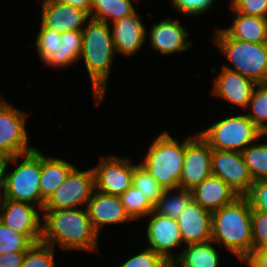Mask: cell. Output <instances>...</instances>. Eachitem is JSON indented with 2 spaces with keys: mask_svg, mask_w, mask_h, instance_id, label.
I'll return each instance as SVG.
<instances>
[{
  "mask_svg": "<svg viewBox=\"0 0 267 267\" xmlns=\"http://www.w3.org/2000/svg\"><path fill=\"white\" fill-rule=\"evenodd\" d=\"M257 267H267V249L256 248L247 256Z\"/></svg>",
  "mask_w": 267,
  "mask_h": 267,
  "instance_id": "60d3db41",
  "label": "cell"
},
{
  "mask_svg": "<svg viewBox=\"0 0 267 267\" xmlns=\"http://www.w3.org/2000/svg\"><path fill=\"white\" fill-rule=\"evenodd\" d=\"M213 42L234 66L223 64L222 67L238 72L257 84L267 83V43L234 39L221 28L217 29Z\"/></svg>",
  "mask_w": 267,
  "mask_h": 267,
  "instance_id": "5b68a950",
  "label": "cell"
},
{
  "mask_svg": "<svg viewBox=\"0 0 267 267\" xmlns=\"http://www.w3.org/2000/svg\"><path fill=\"white\" fill-rule=\"evenodd\" d=\"M125 211L134 221L147 217L153 210L154 205L148 198L137 189L131 186L121 196H119Z\"/></svg>",
  "mask_w": 267,
  "mask_h": 267,
  "instance_id": "f1b7e54d",
  "label": "cell"
},
{
  "mask_svg": "<svg viewBox=\"0 0 267 267\" xmlns=\"http://www.w3.org/2000/svg\"><path fill=\"white\" fill-rule=\"evenodd\" d=\"M132 186L140 189V192L143 193L153 205L157 203L165 190L141 164H134Z\"/></svg>",
  "mask_w": 267,
  "mask_h": 267,
  "instance_id": "4dcf8cb0",
  "label": "cell"
},
{
  "mask_svg": "<svg viewBox=\"0 0 267 267\" xmlns=\"http://www.w3.org/2000/svg\"><path fill=\"white\" fill-rule=\"evenodd\" d=\"M212 175L228 184L239 196H247L252 189L253 179L241 152L212 149Z\"/></svg>",
  "mask_w": 267,
  "mask_h": 267,
  "instance_id": "7c38bea8",
  "label": "cell"
},
{
  "mask_svg": "<svg viewBox=\"0 0 267 267\" xmlns=\"http://www.w3.org/2000/svg\"><path fill=\"white\" fill-rule=\"evenodd\" d=\"M247 197L253 209L267 214V179L254 181Z\"/></svg>",
  "mask_w": 267,
  "mask_h": 267,
  "instance_id": "f35d334b",
  "label": "cell"
},
{
  "mask_svg": "<svg viewBox=\"0 0 267 267\" xmlns=\"http://www.w3.org/2000/svg\"><path fill=\"white\" fill-rule=\"evenodd\" d=\"M3 198H4V159H0V202L3 200Z\"/></svg>",
  "mask_w": 267,
  "mask_h": 267,
  "instance_id": "7bdbcfd3",
  "label": "cell"
},
{
  "mask_svg": "<svg viewBox=\"0 0 267 267\" xmlns=\"http://www.w3.org/2000/svg\"><path fill=\"white\" fill-rule=\"evenodd\" d=\"M147 217L150 218L146 230L148 248L172 263L176 257L172 254L171 249H175L183 243L177 219L162 216L154 210Z\"/></svg>",
  "mask_w": 267,
  "mask_h": 267,
  "instance_id": "5bb4252c",
  "label": "cell"
},
{
  "mask_svg": "<svg viewBox=\"0 0 267 267\" xmlns=\"http://www.w3.org/2000/svg\"><path fill=\"white\" fill-rule=\"evenodd\" d=\"M26 251L8 252L0 255V267H22Z\"/></svg>",
  "mask_w": 267,
  "mask_h": 267,
  "instance_id": "ab89813d",
  "label": "cell"
},
{
  "mask_svg": "<svg viewBox=\"0 0 267 267\" xmlns=\"http://www.w3.org/2000/svg\"><path fill=\"white\" fill-rule=\"evenodd\" d=\"M249 107L251 110L246 115L263 134H267V83L256 85L248 104Z\"/></svg>",
  "mask_w": 267,
  "mask_h": 267,
  "instance_id": "f546056e",
  "label": "cell"
},
{
  "mask_svg": "<svg viewBox=\"0 0 267 267\" xmlns=\"http://www.w3.org/2000/svg\"><path fill=\"white\" fill-rule=\"evenodd\" d=\"M61 34L55 30L40 29L36 35V52L47 66L60 69Z\"/></svg>",
  "mask_w": 267,
  "mask_h": 267,
  "instance_id": "484cf974",
  "label": "cell"
},
{
  "mask_svg": "<svg viewBox=\"0 0 267 267\" xmlns=\"http://www.w3.org/2000/svg\"><path fill=\"white\" fill-rule=\"evenodd\" d=\"M239 260L246 263L249 267H257L248 257L240 258Z\"/></svg>",
  "mask_w": 267,
  "mask_h": 267,
  "instance_id": "ee69618b",
  "label": "cell"
},
{
  "mask_svg": "<svg viewBox=\"0 0 267 267\" xmlns=\"http://www.w3.org/2000/svg\"><path fill=\"white\" fill-rule=\"evenodd\" d=\"M1 202L0 221L14 231L24 234L33 244L40 243L42 220L36 210L37 206L4 198Z\"/></svg>",
  "mask_w": 267,
  "mask_h": 267,
  "instance_id": "4fadbf2b",
  "label": "cell"
},
{
  "mask_svg": "<svg viewBox=\"0 0 267 267\" xmlns=\"http://www.w3.org/2000/svg\"><path fill=\"white\" fill-rule=\"evenodd\" d=\"M93 167L95 190L109 195L121 196L132 186L134 164L130 159L110 155L100 157Z\"/></svg>",
  "mask_w": 267,
  "mask_h": 267,
  "instance_id": "30bf717a",
  "label": "cell"
},
{
  "mask_svg": "<svg viewBox=\"0 0 267 267\" xmlns=\"http://www.w3.org/2000/svg\"><path fill=\"white\" fill-rule=\"evenodd\" d=\"M253 249H267V214L251 207Z\"/></svg>",
  "mask_w": 267,
  "mask_h": 267,
  "instance_id": "d590c367",
  "label": "cell"
},
{
  "mask_svg": "<svg viewBox=\"0 0 267 267\" xmlns=\"http://www.w3.org/2000/svg\"><path fill=\"white\" fill-rule=\"evenodd\" d=\"M261 139H267V134H263ZM241 154L253 181L267 179V141L253 143Z\"/></svg>",
  "mask_w": 267,
  "mask_h": 267,
  "instance_id": "83f0119b",
  "label": "cell"
},
{
  "mask_svg": "<svg viewBox=\"0 0 267 267\" xmlns=\"http://www.w3.org/2000/svg\"><path fill=\"white\" fill-rule=\"evenodd\" d=\"M173 18H165L163 21L152 25L149 31L150 46L161 54L169 55L181 53L191 45L189 32Z\"/></svg>",
  "mask_w": 267,
  "mask_h": 267,
  "instance_id": "2e32d148",
  "label": "cell"
},
{
  "mask_svg": "<svg viewBox=\"0 0 267 267\" xmlns=\"http://www.w3.org/2000/svg\"><path fill=\"white\" fill-rule=\"evenodd\" d=\"M211 241L185 245L171 267H218L220 255Z\"/></svg>",
  "mask_w": 267,
  "mask_h": 267,
  "instance_id": "cb8c5ba5",
  "label": "cell"
},
{
  "mask_svg": "<svg viewBox=\"0 0 267 267\" xmlns=\"http://www.w3.org/2000/svg\"><path fill=\"white\" fill-rule=\"evenodd\" d=\"M86 209L91 223L98 233L104 225L133 221L125 211L119 196L104 194L97 190H94Z\"/></svg>",
  "mask_w": 267,
  "mask_h": 267,
  "instance_id": "ffe728a7",
  "label": "cell"
},
{
  "mask_svg": "<svg viewBox=\"0 0 267 267\" xmlns=\"http://www.w3.org/2000/svg\"><path fill=\"white\" fill-rule=\"evenodd\" d=\"M193 201L204 209L216 211L232 203L239 195L222 179L211 175L191 190Z\"/></svg>",
  "mask_w": 267,
  "mask_h": 267,
  "instance_id": "44dd1931",
  "label": "cell"
},
{
  "mask_svg": "<svg viewBox=\"0 0 267 267\" xmlns=\"http://www.w3.org/2000/svg\"><path fill=\"white\" fill-rule=\"evenodd\" d=\"M54 250L42 242L33 244L26 251L22 267H55Z\"/></svg>",
  "mask_w": 267,
  "mask_h": 267,
  "instance_id": "836d02e7",
  "label": "cell"
},
{
  "mask_svg": "<svg viewBox=\"0 0 267 267\" xmlns=\"http://www.w3.org/2000/svg\"><path fill=\"white\" fill-rule=\"evenodd\" d=\"M197 133L211 149L237 152H242L263 135L246 113L224 118Z\"/></svg>",
  "mask_w": 267,
  "mask_h": 267,
  "instance_id": "52a82bcc",
  "label": "cell"
},
{
  "mask_svg": "<svg viewBox=\"0 0 267 267\" xmlns=\"http://www.w3.org/2000/svg\"><path fill=\"white\" fill-rule=\"evenodd\" d=\"M43 244L61 249L98 251L99 233L94 229L86 208L42 209Z\"/></svg>",
  "mask_w": 267,
  "mask_h": 267,
  "instance_id": "6da1fadb",
  "label": "cell"
},
{
  "mask_svg": "<svg viewBox=\"0 0 267 267\" xmlns=\"http://www.w3.org/2000/svg\"><path fill=\"white\" fill-rule=\"evenodd\" d=\"M251 207L247 196H239L212 212V242L223 245L237 259L247 257L253 249Z\"/></svg>",
  "mask_w": 267,
  "mask_h": 267,
  "instance_id": "7a4b0ae2",
  "label": "cell"
},
{
  "mask_svg": "<svg viewBox=\"0 0 267 267\" xmlns=\"http://www.w3.org/2000/svg\"><path fill=\"white\" fill-rule=\"evenodd\" d=\"M212 149L198 133L185 138V154L179 188L191 190L212 175Z\"/></svg>",
  "mask_w": 267,
  "mask_h": 267,
  "instance_id": "8fae6325",
  "label": "cell"
},
{
  "mask_svg": "<svg viewBox=\"0 0 267 267\" xmlns=\"http://www.w3.org/2000/svg\"><path fill=\"white\" fill-rule=\"evenodd\" d=\"M110 30L116 53L124 56L137 53L148 37L147 29L136 11L113 22Z\"/></svg>",
  "mask_w": 267,
  "mask_h": 267,
  "instance_id": "d6986e66",
  "label": "cell"
},
{
  "mask_svg": "<svg viewBox=\"0 0 267 267\" xmlns=\"http://www.w3.org/2000/svg\"><path fill=\"white\" fill-rule=\"evenodd\" d=\"M90 19L89 13L83 9L56 0H43L40 29L55 30L60 34L82 31Z\"/></svg>",
  "mask_w": 267,
  "mask_h": 267,
  "instance_id": "9a60e30c",
  "label": "cell"
},
{
  "mask_svg": "<svg viewBox=\"0 0 267 267\" xmlns=\"http://www.w3.org/2000/svg\"><path fill=\"white\" fill-rule=\"evenodd\" d=\"M32 245L33 243L24 234L14 231L0 221V255L27 251Z\"/></svg>",
  "mask_w": 267,
  "mask_h": 267,
  "instance_id": "d6a6232c",
  "label": "cell"
},
{
  "mask_svg": "<svg viewBox=\"0 0 267 267\" xmlns=\"http://www.w3.org/2000/svg\"><path fill=\"white\" fill-rule=\"evenodd\" d=\"M184 154L185 140L180 143L165 131L157 135L139 163L165 190H174L179 188Z\"/></svg>",
  "mask_w": 267,
  "mask_h": 267,
  "instance_id": "8992f818",
  "label": "cell"
},
{
  "mask_svg": "<svg viewBox=\"0 0 267 267\" xmlns=\"http://www.w3.org/2000/svg\"><path fill=\"white\" fill-rule=\"evenodd\" d=\"M94 190L93 168L81 171L75 167L45 202L43 209H76L82 205L87 207Z\"/></svg>",
  "mask_w": 267,
  "mask_h": 267,
  "instance_id": "9c48e42d",
  "label": "cell"
},
{
  "mask_svg": "<svg viewBox=\"0 0 267 267\" xmlns=\"http://www.w3.org/2000/svg\"><path fill=\"white\" fill-rule=\"evenodd\" d=\"M172 191H175L174 195H171ZM192 200L190 190L182 188L164 190L154 205V211L162 216L177 219Z\"/></svg>",
  "mask_w": 267,
  "mask_h": 267,
  "instance_id": "4316f807",
  "label": "cell"
},
{
  "mask_svg": "<svg viewBox=\"0 0 267 267\" xmlns=\"http://www.w3.org/2000/svg\"><path fill=\"white\" fill-rule=\"evenodd\" d=\"M222 71L213 80V95L237 105L240 108L247 109L253 90L257 83L238 72L231 71L222 67Z\"/></svg>",
  "mask_w": 267,
  "mask_h": 267,
  "instance_id": "e0dca14e",
  "label": "cell"
},
{
  "mask_svg": "<svg viewBox=\"0 0 267 267\" xmlns=\"http://www.w3.org/2000/svg\"><path fill=\"white\" fill-rule=\"evenodd\" d=\"M9 163L17 165L11 172H7ZM40 176L41 151L37 148L4 159V199L35 205L42 211L45 201L41 197Z\"/></svg>",
  "mask_w": 267,
  "mask_h": 267,
  "instance_id": "277c9868",
  "label": "cell"
},
{
  "mask_svg": "<svg viewBox=\"0 0 267 267\" xmlns=\"http://www.w3.org/2000/svg\"><path fill=\"white\" fill-rule=\"evenodd\" d=\"M110 24L90 19L82 30L80 59L84 60L95 103L105 97L112 61L116 55Z\"/></svg>",
  "mask_w": 267,
  "mask_h": 267,
  "instance_id": "3957f363",
  "label": "cell"
},
{
  "mask_svg": "<svg viewBox=\"0 0 267 267\" xmlns=\"http://www.w3.org/2000/svg\"><path fill=\"white\" fill-rule=\"evenodd\" d=\"M83 9L89 13L91 0H56Z\"/></svg>",
  "mask_w": 267,
  "mask_h": 267,
  "instance_id": "b9f144b4",
  "label": "cell"
},
{
  "mask_svg": "<svg viewBox=\"0 0 267 267\" xmlns=\"http://www.w3.org/2000/svg\"><path fill=\"white\" fill-rule=\"evenodd\" d=\"M3 100H4V98H1V97H0V104H1V102H2Z\"/></svg>",
  "mask_w": 267,
  "mask_h": 267,
  "instance_id": "f6af8a7d",
  "label": "cell"
},
{
  "mask_svg": "<svg viewBox=\"0 0 267 267\" xmlns=\"http://www.w3.org/2000/svg\"><path fill=\"white\" fill-rule=\"evenodd\" d=\"M135 11L132 0H91L89 15L91 19L109 24V19L115 22Z\"/></svg>",
  "mask_w": 267,
  "mask_h": 267,
  "instance_id": "d4e9b609",
  "label": "cell"
},
{
  "mask_svg": "<svg viewBox=\"0 0 267 267\" xmlns=\"http://www.w3.org/2000/svg\"><path fill=\"white\" fill-rule=\"evenodd\" d=\"M216 0H171L173 7L186 16H197L208 11Z\"/></svg>",
  "mask_w": 267,
  "mask_h": 267,
  "instance_id": "74e56055",
  "label": "cell"
},
{
  "mask_svg": "<svg viewBox=\"0 0 267 267\" xmlns=\"http://www.w3.org/2000/svg\"><path fill=\"white\" fill-rule=\"evenodd\" d=\"M68 161L46 156L41 151V197L46 202L54 191L66 180L69 173L75 168Z\"/></svg>",
  "mask_w": 267,
  "mask_h": 267,
  "instance_id": "603a6c76",
  "label": "cell"
},
{
  "mask_svg": "<svg viewBox=\"0 0 267 267\" xmlns=\"http://www.w3.org/2000/svg\"><path fill=\"white\" fill-rule=\"evenodd\" d=\"M234 21L230 27L223 30L234 39L252 42L267 43V18L246 15L235 12L231 8Z\"/></svg>",
  "mask_w": 267,
  "mask_h": 267,
  "instance_id": "7402d4cb",
  "label": "cell"
},
{
  "mask_svg": "<svg viewBox=\"0 0 267 267\" xmlns=\"http://www.w3.org/2000/svg\"><path fill=\"white\" fill-rule=\"evenodd\" d=\"M185 245L205 243L212 239V213L191 201L177 218Z\"/></svg>",
  "mask_w": 267,
  "mask_h": 267,
  "instance_id": "ac0fdd59",
  "label": "cell"
},
{
  "mask_svg": "<svg viewBox=\"0 0 267 267\" xmlns=\"http://www.w3.org/2000/svg\"><path fill=\"white\" fill-rule=\"evenodd\" d=\"M60 68L70 67L80 61L83 36L82 31H69L61 34Z\"/></svg>",
  "mask_w": 267,
  "mask_h": 267,
  "instance_id": "1f68e13d",
  "label": "cell"
},
{
  "mask_svg": "<svg viewBox=\"0 0 267 267\" xmlns=\"http://www.w3.org/2000/svg\"><path fill=\"white\" fill-rule=\"evenodd\" d=\"M120 267H171V263L154 250L147 248L126 260Z\"/></svg>",
  "mask_w": 267,
  "mask_h": 267,
  "instance_id": "e575fe53",
  "label": "cell"
},
{
  "mask_svg": "<svg viewBox=\"0 0 267 267\" xmlns=\"http://www.w3.org/2000/svg\"><path fill=\"white\" fill-rule=\"evenodd\" d=\"M230 7L241 14L267 18V0H231Z\"/></svg>",
  "mask_w": 267,
  "mask_h": 267,
  "instance_id": "8d00e7d4",
  "label": "cell"
},
{
  "mask_svg": "<svg viewBox=\"0 0 267 267\" xmlns=\"http://www.w3.org/2000/svg\"><path fill=\"white\" fill-rule=\"evenodd\" d=\"M25 112L14 108L7 100L0 104V159L32 151L26 130Z\"/></svg>",
  "mask_w": 267,
  "mask_h": 267,
  "instance_id": "ba28073f",
  "label": "cell"
}]
</instances>
